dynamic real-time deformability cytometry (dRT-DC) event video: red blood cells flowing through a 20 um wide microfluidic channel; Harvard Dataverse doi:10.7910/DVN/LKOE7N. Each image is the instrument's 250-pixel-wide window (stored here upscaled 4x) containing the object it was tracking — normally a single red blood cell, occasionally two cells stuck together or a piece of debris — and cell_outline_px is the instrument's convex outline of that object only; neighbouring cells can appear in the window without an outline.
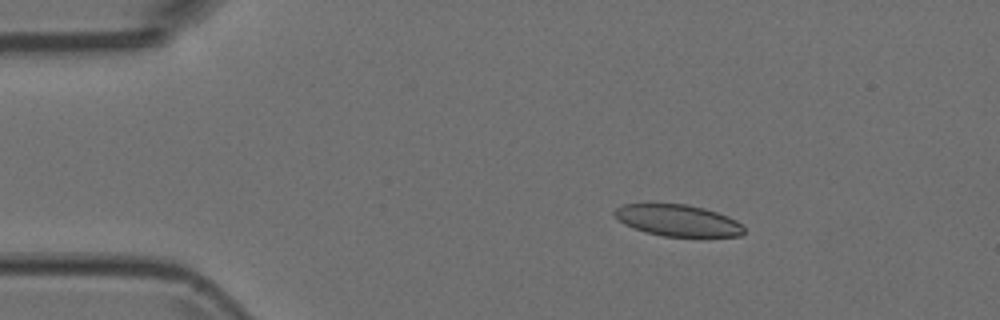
{"species": "Egyptian fruit bat (a non-hibernating species)", "species_latin": "Rousettus aegyptiacus", "temperature_condition": "room temperature", "stored_images_in_passage": 5, "segment_of_instrument_passage": [1, 2], "camera_frame_rate_fps": 3000, "um_per_image_px": 0.085, "animal": {"sex": "female"}, "frame": {"image": 1, "passage_image": 3, "time_ms": 0.667, "image_size_px": [1000, 320], "cell_outline_px": [[744, 232], [740, 236], [664, 236], [644, 232], [624, 224], [612, 212], [616, 208], [624, 204], [684, 204], [704, 208], [728, 216], [736, 220], [744, 228]], "centroid_in_image_um": [57.6, 18.73], "position_along_channel_um": 27.4, "area_um2": 23.52}}